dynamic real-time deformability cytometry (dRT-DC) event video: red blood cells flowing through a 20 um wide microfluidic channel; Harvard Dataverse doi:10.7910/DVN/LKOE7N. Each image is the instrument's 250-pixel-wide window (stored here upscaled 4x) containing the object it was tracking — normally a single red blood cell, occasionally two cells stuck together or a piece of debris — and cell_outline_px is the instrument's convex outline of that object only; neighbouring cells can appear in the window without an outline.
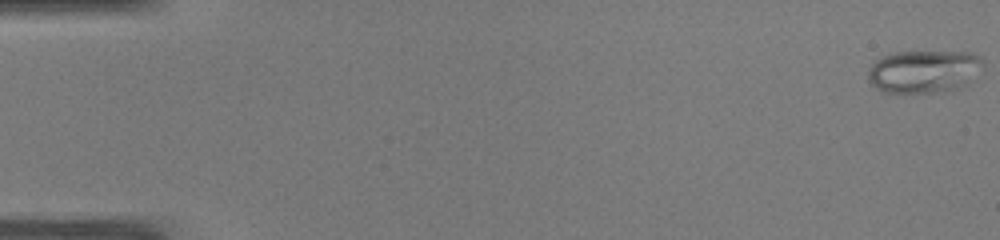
{"species": "common noctule bat (a hibernating species)", "species_latin": "Nyctalus noctula", "temperature_condition": "warm", "stored_images_in_passage": 50, "camera_frame_rate_fps": 3000, "um_per_image_px": 0.085, "animal": {"sex": "male", "body_mass_g": 19.0, "forearm_length_mm": 50.8}, "frame": {"image": 1, "passage_image": 1, "time_ms": 0.0, "image_size_px": [1000, 240], "cell_outline_px": [[984, 64], [964, 84], [956, 88], [944, 92], [880, 92], [868, 80], [868, 68], [876, 60], [892, 52], [972, 52], [980, 56], [984, 60]], "centroid_in_image_um": [78.48, 6.06], "position_along_channel_um": 6.5, "area_um2": 28.44}}
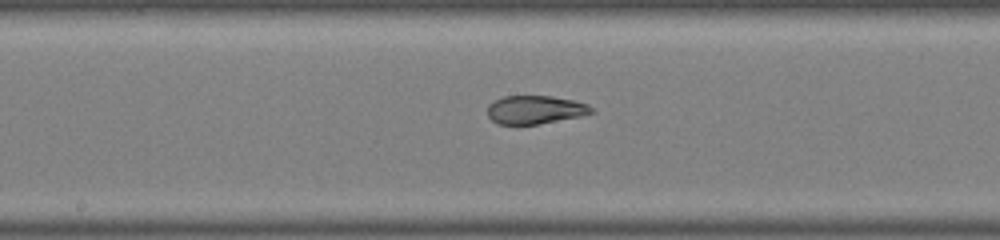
{"frame": {"image": 2, "passage_image": 27, "time_ms": 8.667, "image_size_px": [1000, 240], "cell_outline_px": [[596, 112], [580, 116], [540, 124], [496, 124], [488, 116], [488, 104], [504, 96], [552, 96], [572, 100], [588, 104]], "centroid_in_image_um": [45.49, 9.33], "position_along_channel_um": 202.7, "area_um2": 17.17}}
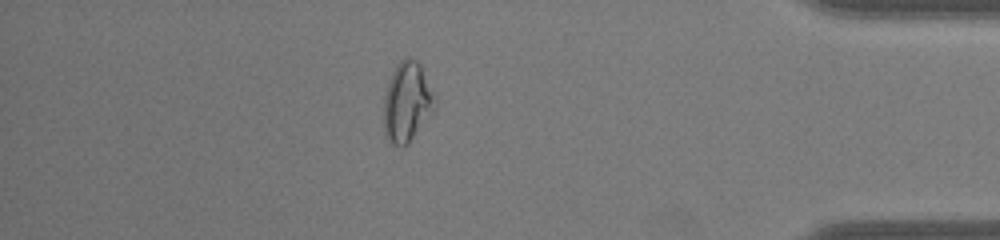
{"frame": {"image": 3, "passage_image": 44, "time_ms": 14.333, "image_size_px": [1000, 240], "cell_outline_px": [[436, 100], [432, 112], [408, 144], [392, 144], [388, 140], [384, 132], [384, 96], [392, 72], [396, 64], [404, 56], [408, 56], [416, 60], [420, 64], [436, 96]], "centroid_in_image_um": [34.6, 8.62], "position_along_channel_um": 400.6, "area_um2": 23.64}, "authors_computed_cell_mechanics": {"area_um2": 22.3108, "velocity_mm_per_s": 4.091, "shape_relaxation_time_tau1_ms": null, "shape_relaxation_time_tau2_ms": 0.819, "deformation_change_tau1": null, "deformation_change_tau2": 0.0654}}